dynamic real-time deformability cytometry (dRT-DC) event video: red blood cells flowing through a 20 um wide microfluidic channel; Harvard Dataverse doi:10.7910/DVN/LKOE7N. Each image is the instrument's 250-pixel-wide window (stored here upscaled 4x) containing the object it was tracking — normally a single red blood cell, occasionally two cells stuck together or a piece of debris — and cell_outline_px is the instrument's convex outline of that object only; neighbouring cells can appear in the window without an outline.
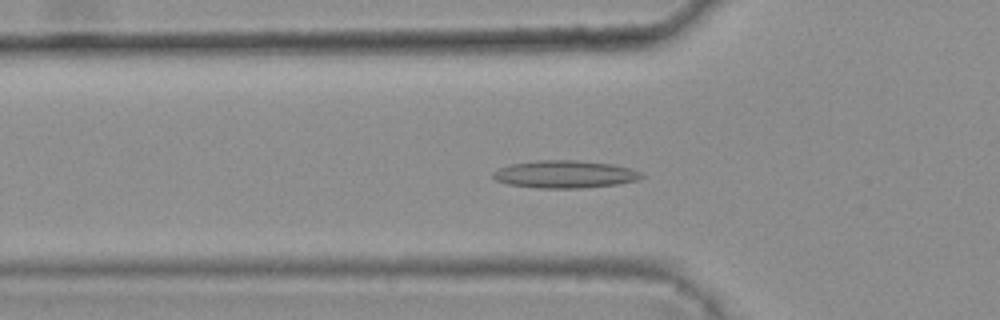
{"species": "common noctule bat (a hibernating species)", "species_latin": "Nyctalus noctula", "temperature_condition": "warm", "stored_images_in_passage": 44, "camera_frame_rate_fps": 3000, "um_per_image_px": 0.085, "animal": {"sex": "female", "body_mass_g": 25.1}, "frame": {"image": 1, "passage_image": 17, "time_ms": 5.333, "image_size_px": [1000, 320], "cell_outline_px": [[644, 176], [636, 180], [616, 184], [580, 188], [536, 188], [508, 184], [496, 180], [492, 176], [492, 172], [500, 168], [512, 164], [540, 160], [572, 160], [612, 164], [628, 168], [640, 172]], "centroid_in_image_um": [47.98, 14.81], "position_along_channel_um": 77.8, "area_um2": 23.52}}
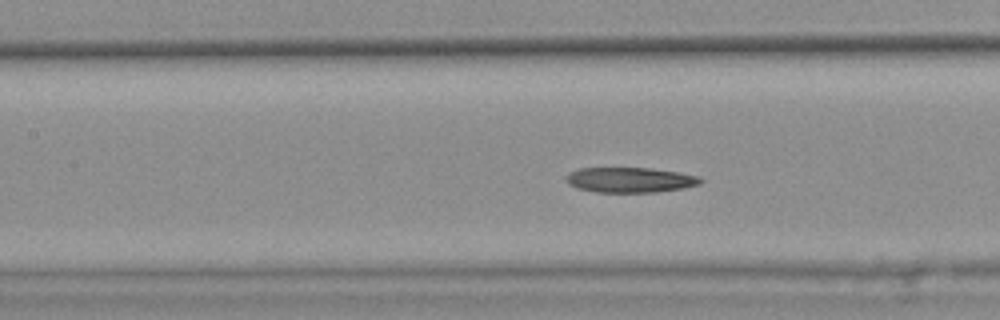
{"frame": {"image": 2, "passage_image": 23, "time_ms": 7.333, "image_size_px": [1000, 320], "cell_outline_px": [[704, 180], [700, 184], [684, 188], [656, 192], [596, 192], [576, 188], [568, 184], [564, 180], [564, 176], [568, 172], [580, 168], [648, 168], [676, 172], [700, 176]], "centroid_in_image_um": [53.51, 15.29], "position_along_channel_um": 153.9, "area_um2": 19.88}}
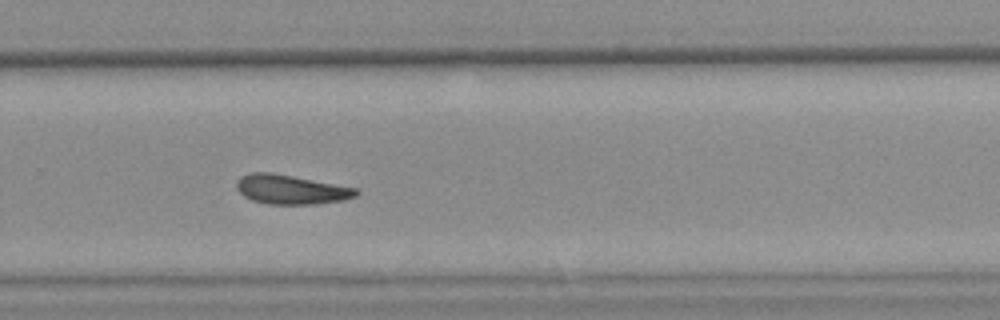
{"frame": {"image": 3, "passage_image": 35, "time_ms": 11.333, "image_size_px": [1000, 320], "cell_outline_px": [[360, 192], [356, 196], [344, 200], [316, 204], [268, 204], [252, 200], [244, 196], [236, 188], [236, 184], [240, 176], [252, 172], [272, 172], [356, 188]], "centroid_in_image_um": [24.72, 16.11], "position_along_channel_um": 305.1, "area_um2": 20.4}, "authors_computed_cell_mechanics": {"area_um2": 20.9236, "velocity_mm_per_s": 3.7878, "shape_relaxation_time_tau1_ms": null, "shape_relaxation_time_tau2_ms": 7.9987, "deformation_change_tau1": null, "deformation_change_tau2": 0.167}}